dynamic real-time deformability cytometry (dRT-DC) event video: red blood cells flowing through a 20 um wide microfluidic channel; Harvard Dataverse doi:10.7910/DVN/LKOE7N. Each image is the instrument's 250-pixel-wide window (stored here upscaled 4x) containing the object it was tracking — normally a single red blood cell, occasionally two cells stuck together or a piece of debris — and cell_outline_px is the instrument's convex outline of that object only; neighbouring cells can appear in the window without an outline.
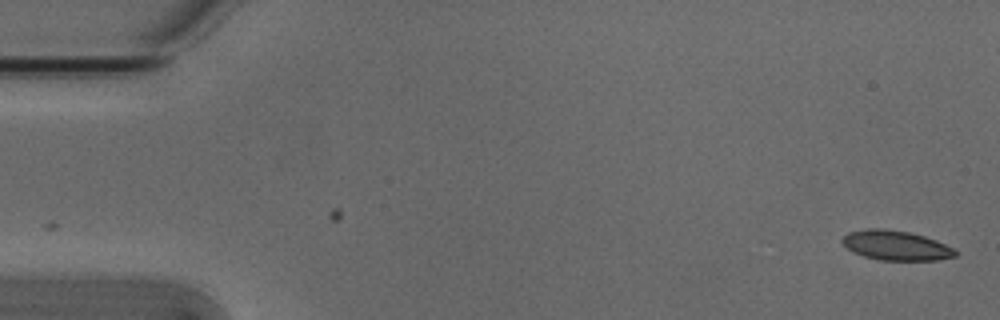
{"species": "Egyptian fruit bat (a non-hibernating species)", "species_latin": "Rousettus aegyptiacus", "temperature_condition": "cold", "stored_images_in_passage": 54, "camera_frame_rate_fps": 3000, "um_per_image_px": 0.085, "animal": {"sex": "male"}, "frame": {"image": 1, "passage_image": 1, "time_ms": 0.0, "image_size_px": [1000, 320], "cell_outline_px": [[960, 252], [956, 256], [936, 260], [880, 260], [864, 256], [852, 252], [840, 240], [848, 232], [868, 228], [884, 228], [908, 232], [924, 236], [936, 240]], "centroid_in_image_um": [76.15, 20.86], "position_along_channel_um": 8.9, "area_um2": 19.54}}
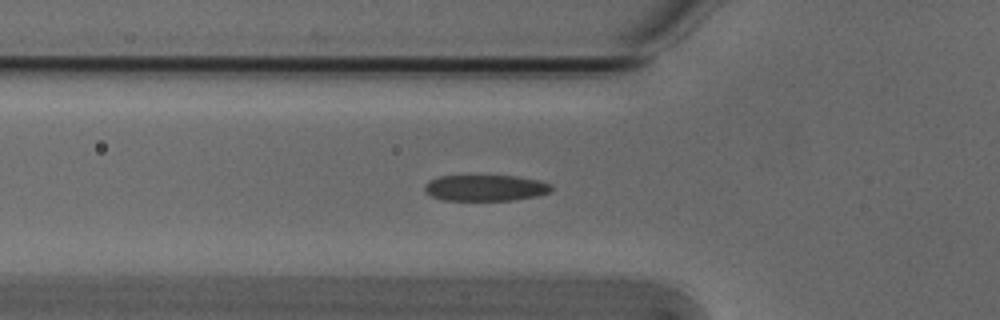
{"frame": {"image": 2, "passage_image": 18, "time_ms": 5.667, "image_size_px": [1000, 320], "cell_outline_px": [[552, 192], [536, 196], [512, 200], [444, 200], [432, 196], [424, 192], [424, 184], [428, 180], [440, 176], [516, 176], [540, 180], [552, 184]], "centroid_in_image_um": [41.27, 15.97], "position_along_channel_um": 84.5, "area_um2": 19.42}}
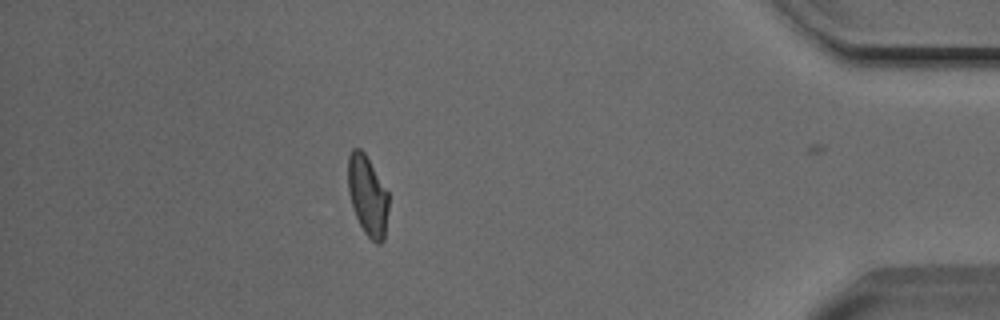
{"frame": {"image": 3, "passage_image": 47, "time_ms": 15.333, "image_size_px": [1000, 320], "cell_outline_px": [[388, 208], [384, 240], [380, 244], [376, 244], [364, 232], [356, 216], [348, 192], [348, 156], [352, 148], [360, 148], [364, 152], [388, 192]], "centroid_in_image_um": [31.24, 16.63], "position_along_channel_um": 404.0, "area_um2": 18.79}, "authors_computed_cell_mechanics": {"area_um2": 19.7387, "velocity_mm_per_s": 3.8014, "shape_relaxation_time_tau1_ms": 3.6393, "shape_relaxation_time_tau2_ms": 1.3557, "deformation_change_tau1": 0.1408, "deformation_change_tau2": 0.083}}